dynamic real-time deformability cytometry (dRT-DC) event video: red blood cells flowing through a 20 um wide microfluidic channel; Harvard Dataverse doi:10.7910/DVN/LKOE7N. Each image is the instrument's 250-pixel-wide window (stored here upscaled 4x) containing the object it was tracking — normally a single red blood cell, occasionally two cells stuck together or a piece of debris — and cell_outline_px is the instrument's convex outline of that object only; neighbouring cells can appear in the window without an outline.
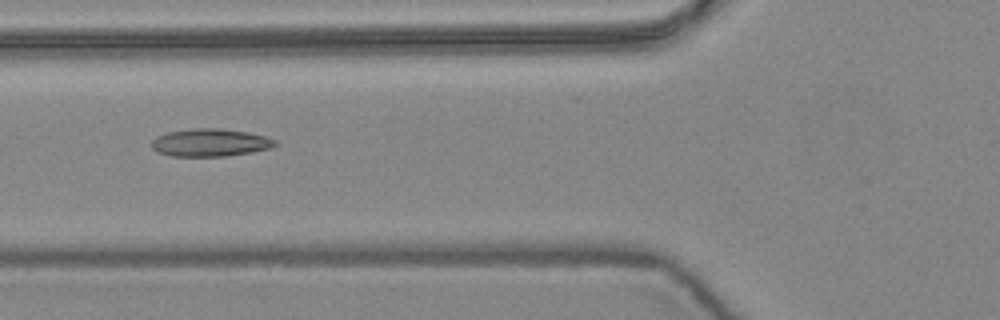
{"species": "common noctule bat (a hibernating species)", "species_latin": "Nyctalus noctula", "temperature_condition": "warm", "stored_images_in_passage": 4, "camera_frame_rate_fps": 3000, "um_per_image_px": 0.085, "animal": {"sex": "female", "body_mass_g": 24.6, "forearm_length_mm": 56.2}, "frame": {"image": 1, "passage_image": 3, "time_ms": 0.667, "image_size_px": [1000, 320], "cell_outline_px": [[280, 144], [268, 148], [252, 152], [228, 156], [172, 156], [156, 152], [152, 148], [152, 140], [156, 136], [168, 132], [196, 128], [220, 128], [248, 132], [264, 136], [276, 140]], "centroid_in_image_um": [17.87, 12.12], "position_along_channel_um": 107.9, "area_um2": 20.0}}
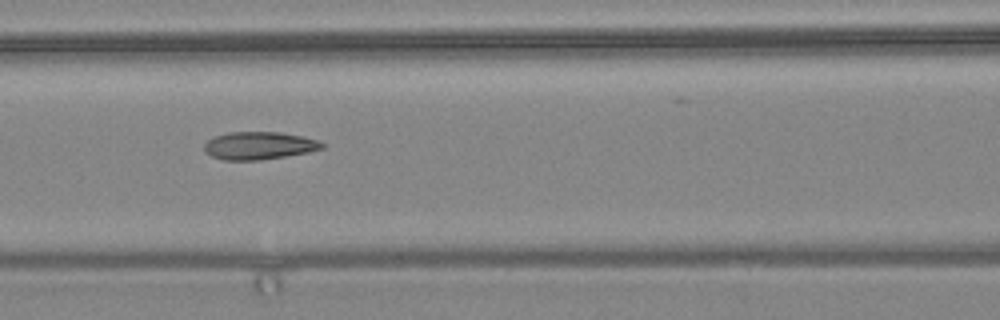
{"frame": {"image": 2, "passage_image": 4, "time_ms": 1.0, "image_size_px": [1000, 320], "cell_outline_px": [[324, 148], [308, 152], [260, 160], [224, 160], [212, 156], [204, 152], [204, 144], [212, 136], [228, 132], [280, 132], [304, 136], [316, 140], [324, 144]], "centroid_in_image_um": [21.98, 12.37], "position_along_channel_um": 144.6, "area_um2": 19.07}}